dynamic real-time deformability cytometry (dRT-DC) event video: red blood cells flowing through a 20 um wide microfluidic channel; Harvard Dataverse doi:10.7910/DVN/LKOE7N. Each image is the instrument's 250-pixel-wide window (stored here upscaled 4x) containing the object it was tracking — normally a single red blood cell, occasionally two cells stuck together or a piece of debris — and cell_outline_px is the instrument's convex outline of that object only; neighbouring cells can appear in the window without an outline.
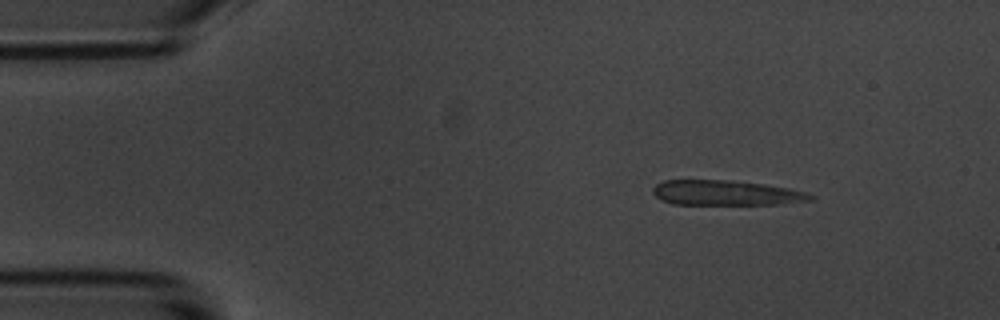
{"species": "common noctule bat (a hibernating species)", "species_latin": "Nyctalus noctula", "temperature_condition": "room temperature", "stored_images_in_passage": 5, "camera_frame_rate_fps": 3000, "um_per_image_px": 0.085, "animal": {"sex": "male", "body_mass_g": 20.1, "forearm_length_mm": 53.5}, "frame": {"image": 1, "passage_image": 1, "time_ms": 0.0, "image_size_px": [1000, 320], "cell_outline_px": [[816, 196], [812, 200], [780, 204], [672, 204], [660, 200], [652, 192], [652, 188], [656, 184], [664, 180], [732, 180], [764, 184], [788, 188], [804, 192]], "centroid_in_image_um": [61.68, 16.39], "position_along_channel_um": 23.3, "area_um2": 23.0}}
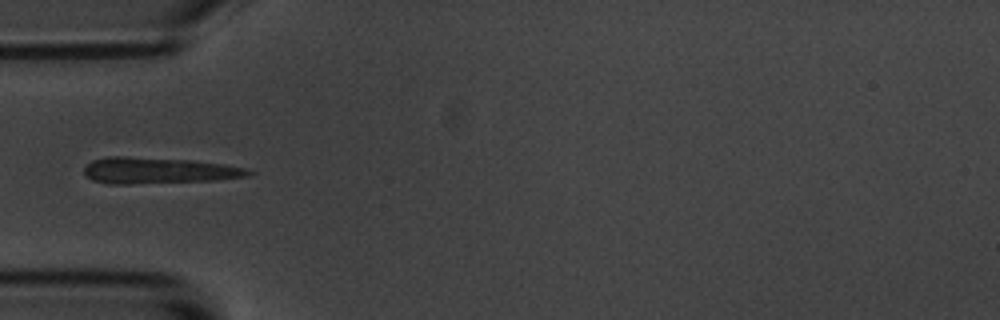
{"frame": {"image": 2, "passage_image": 4, "time_ms": 3.333, "image_size_px": [1000, 320], "cell_outline_px": [[256, 172], [252, 176], [212, 180], [128, 184], [108, 184], [92, 180], [84, 172], [84, 168], [92, 160], [108, 156], [124, 156], [192, 160], [224, 164], [244, 168]], "centroid_in_image_um": [13.48, 14.49], "position_along_channel_um": 71.5, "area_um2": 25.14}}